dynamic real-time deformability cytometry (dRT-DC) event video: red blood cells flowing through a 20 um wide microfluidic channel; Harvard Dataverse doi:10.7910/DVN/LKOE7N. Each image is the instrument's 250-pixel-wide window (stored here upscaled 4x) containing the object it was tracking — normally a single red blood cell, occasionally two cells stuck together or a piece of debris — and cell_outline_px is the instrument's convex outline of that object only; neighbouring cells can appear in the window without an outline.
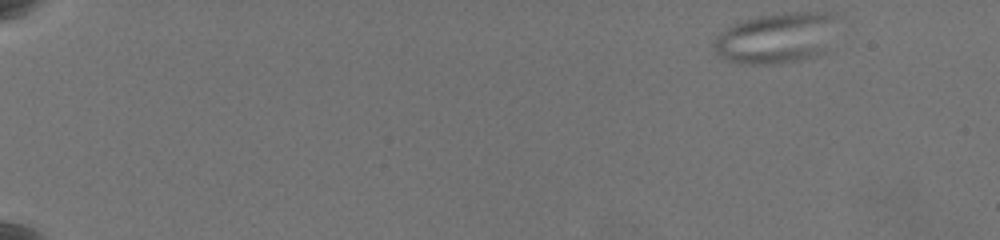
{"species": "common noctule bat (a hibernating species)", "species_latin": "Nyctalus noctula", "temperature_condition": "warm", "stored_images_in_passage": 55, "camera_frame_rate_fps": 3000, "um_per_image_px": 0.085, "animal": {"sex": "female", "body_mass_g": 19.5, "forearm_length_mm": 54.1}, "frame": {"image": 1, "passage_image": 1, "time_ms": 0.0, "image_size_px": [1000, 240], "cell_outline_px": [[836, 16], [824, 52], [816, 56], [800, 60], [780, 64], [744, 64], [724, 60], [712, 48], [712, 44], [716, 36], [720, 32], [744, 20], [760, 16], [784, 12], [836, 12]], "centroid_in_image_um": [65.94, 3.24], "position_along_channel_um": 19.1, "area_um2": 36.36}}
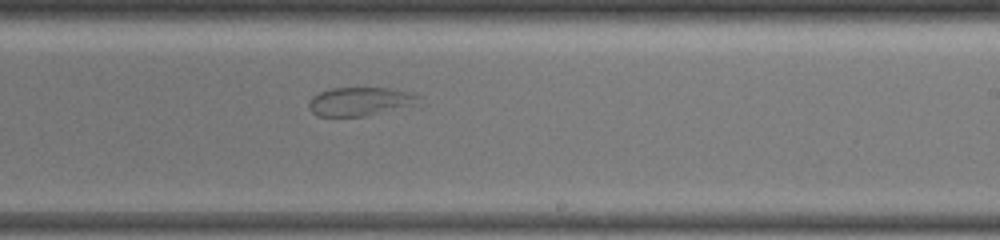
{"frame": {"image": 2, "passage_image": 35, "time_ms": 11.333, "image_size_px": [1000, 240], "cell_outline_px": [[420, 96], [408, 104], [368, 116], [316, 116], [308, 108], [308, 104], [312, 96], [320, 92], [332, 88], [388, 88], [412, 92]], "centroid_in_image_um": [30.46, 8.62], "position_along_channel_um": 258.5, "area_um2": 17.74}}
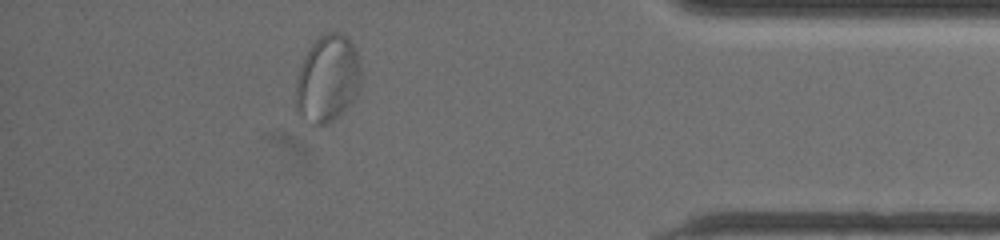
{"frame": {"image": 3, "passage_image": 50, "time_ms": 16.333, "image_size_px": [1000, 240], "cell_outline_px": [[360, 84], [356, 96], [332, 120], [324, 124], [312, 124], [300, 116], [296, 112], [296, 84], [300, 68], [308, 48], [320, 36], [328, 32], [344, 32], [348, 36], [356, 52], [360, 68]], "centroid_in_image_um": [27.83, 6.66], "position_along_channel_um": 407.4, "area_um2": 32.71}}